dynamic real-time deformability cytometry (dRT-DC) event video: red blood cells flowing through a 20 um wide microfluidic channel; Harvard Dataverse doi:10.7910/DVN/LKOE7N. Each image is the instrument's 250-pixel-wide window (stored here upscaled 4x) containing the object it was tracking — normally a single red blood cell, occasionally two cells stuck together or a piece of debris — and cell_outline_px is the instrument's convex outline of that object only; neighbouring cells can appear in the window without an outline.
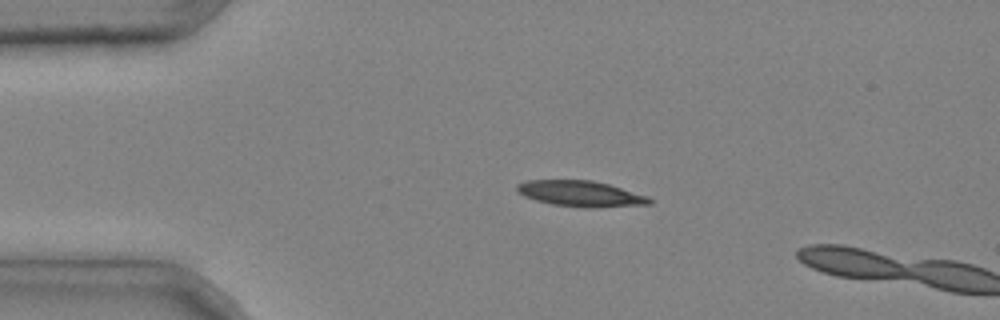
{"species": "common noctule bat (a hibernating species)", "species_latin": "Nyctalus noctula", "temperature_condition": "cold", "stored_images_in_passage": 3, "camera_frame_rate_fps": 3000, "um_per_image_px": 0.085, "animal": {"sex": "male", "body_mass_g": 20.4}, "frame": {"image": 1, "passage_image": 2, "time_ms": 0.333, "image_size_px": [1000, 320], "cell_outline_px": [[652, 204], [592, 208], [580, 208], [552, 204], [536, 200], [524, 196], [516, 192], [516, 184], [528, 180], [592, 180], [608, 184], [648, 196], [652, 200]], "centroid_in_image_um": [49.34, 16.47], "position_along_channel_um": 35.7, "area_um2": 20.06}}